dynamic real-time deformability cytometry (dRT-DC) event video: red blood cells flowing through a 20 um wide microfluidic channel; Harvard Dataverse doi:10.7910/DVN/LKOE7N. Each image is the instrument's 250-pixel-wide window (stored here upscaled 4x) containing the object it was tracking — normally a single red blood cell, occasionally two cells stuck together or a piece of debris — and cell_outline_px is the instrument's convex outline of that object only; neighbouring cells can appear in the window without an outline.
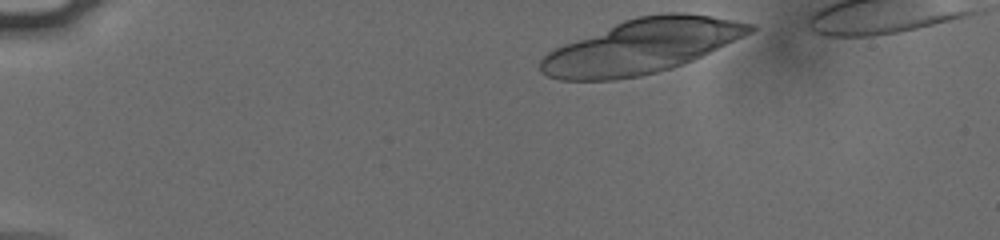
{"species": "human", "species_latin": "Homo sapiens", "temperature_condition": "cold", "stored_images_in_passage": 16, "camera_frame_rate_fps": 3000, "um_per_image_px": 0.085, "donor": {"sex": "male"}, "frame": {"image": 1, "passage_image": 1, "time_ms": 0.0, "image_size_px": [1000, 240], "cell_outline_px": [[756, 28], [752, 32], [744, 36], [684, 64], [672, 68], [640, 76], [616, 80], [560, 80], [548, 76], [540, 68], [540, 60], [548, 52], [564, 44], [624, 20], [640, 16], [664, 12], [684, 12], [712, 16], [756, 24]], "centroid_in_image_um": [54.57, 3.94], "position_along_channel_um": 30.4, "area_um2": 65.6}}